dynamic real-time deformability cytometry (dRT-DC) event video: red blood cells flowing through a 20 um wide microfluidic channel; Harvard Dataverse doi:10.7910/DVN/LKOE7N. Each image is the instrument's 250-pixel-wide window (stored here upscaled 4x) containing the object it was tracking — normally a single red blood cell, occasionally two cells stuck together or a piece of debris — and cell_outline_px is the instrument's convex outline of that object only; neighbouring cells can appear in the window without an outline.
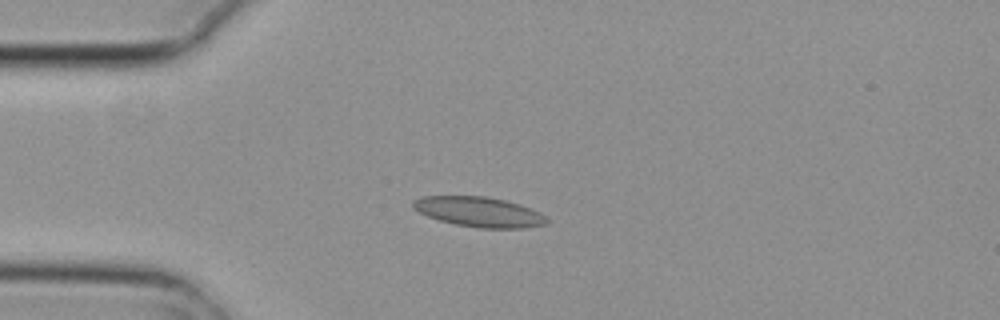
{"species": "common noctule bat (a hibernating species)", "species_latin": "Nyctalus noctula", "temperature_condition": "cold", "stored_images_in_passage": 3, "camera_frame_rate_fps": 3000, "um_per_image_px": 0.085, "animal": {"sex": "female", "body_mass_g": 29.2, "forearm_length_mm": 56.3}, "frame": {"image": 1, "passage_image": 3, "time_ms": 0.667, "image_size_px": [1000, 320], "cell_outline_px": [[548, 224], [524, 228], [480, 228], [456, 224], [440, 220], [428, 216], [412, 208], [412, 200], [420, 196], [488, 196], [520, 204], [540, 212], [548, 216]], "centroid_in_image_um": [40.75, 18.0], "position_along_channel_um": 44.3, "area_um2": 23.52}}